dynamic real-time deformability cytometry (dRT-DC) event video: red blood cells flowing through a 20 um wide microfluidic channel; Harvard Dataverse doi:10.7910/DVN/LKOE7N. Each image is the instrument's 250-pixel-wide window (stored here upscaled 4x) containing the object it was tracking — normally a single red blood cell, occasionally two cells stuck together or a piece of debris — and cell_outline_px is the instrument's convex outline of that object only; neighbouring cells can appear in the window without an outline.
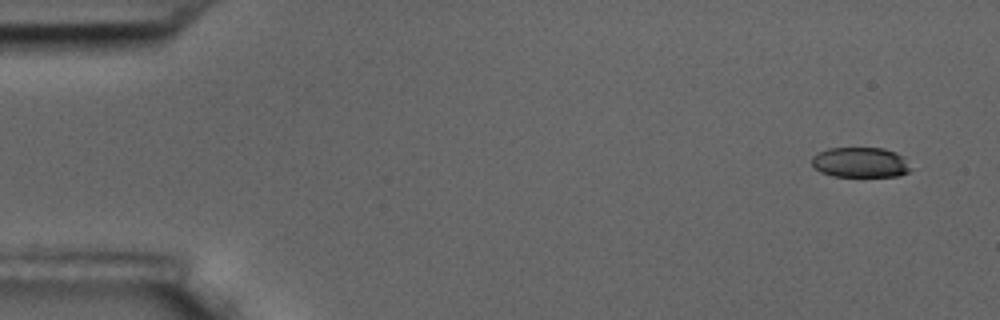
{"species": "common noctule bat (a hibernating species)", "species_latin": "Nyctalus noctula", "temperature_condition": "room temperature", "stored_images_in_passage": 4, "camera_frame_rate_fps": 3000, "um_per_image_px": 0.085, "animal": {"sex": "male", "body_mass_g": 17.5, "forearm_length_mm": 52.3}, "frame": {"image": 1, "passage_image": 1, "time_ms": 0.0, "image_size_px": [1000, 320], "cell_outline_px": [[912, 168], [908, 172], [900, 176], [832, 176], [820, 172], [812, 164], [812, 156], [828, 148], [884, 148], [896, 152], [904, 156]], "centroid_in_image_um": [73.17, 13.8], "position_along_channel_um": 11.8, "area_um2": 17.51}}